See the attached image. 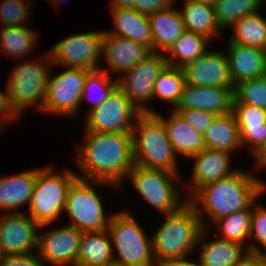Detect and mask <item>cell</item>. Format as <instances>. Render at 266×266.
<instances>
[{
	"label": "cell",
	"instance_id": "6da1fadb",
	"mask_svg": "<svg viewBox=\"0 0 266 266\" xmlns=\"http://www.w3.org/2000/svg\"><path fill=\"white\" fill-rule=\"evenodd\" d=\"M86 142L78 147V178L106 181L121 187L134 163L132 133L85 131ZM126 177V178H125Z\"/></svg>",
	"mask_w": 266,
	"mask_h": 266
},
{
	"label": "cell",
	"instance_id": "7a4b0ae2",
	"mask_svg": "<svg viewBox=\"0 0 266 266\" xmlns=\"http://www.w3.org/2000/svg\"><path fill=\"white\" fill-rule=\"evenodd\" d=\"M264 184L254 175L237 169L230 176L199 188L188 198V202L195 208L203 227L207 228L202 218L204 213L214 222L235 212L249 209L256 205L258 197L265 192Z\"/></svg>",
	"mask_w": 266,
	"mask_h": 266
},
{
	"label": "cell",
	"instance_id": "3957f363",
	"mask_svg": "<svg viewBox=\"0 0 266 266\" xmlns=\"http://www.w3.org/2000/svg\"><path fill=\"white\" fill-rule=\"evenodd\" d=\"M165 216L166 221L164 220L151 237L157 265L186 260V255L203 242L202 239L208 232L195 208L188 201L176 213Z\"/></svg>",
	"mask_w": 266,
	"mask_h": 266
},
{
	"label": "cell",
	"instance_id": "277c9868",
	"mask_svg": "<svg viewBox=\"0 0 266 266\" xmlns=\"http://www.w3.org/2000/svg\"><path fill=\"white\" fill-rule=\"evenodd\" d=\"M135 165L178 173L177 155L163 121L155 113H141L132 131Z\"/></svg>",
	"mask_w": 266,
	"mask_h": 266
},
{
	"label": "cell",
	"instance_id": "5b68a950",
	"mask_svg": "<svg viewBox=\"0 0 266 266\" xmlns=\"http://www.w3.org/2000/svg\"><path fill=\"white\" fill-rule=\"evenodd\" d=\"M34 60H26L14 67L6 83V104L15 120L27 107L34 104L38 105L40 111L44 110L48 76L51 73L49 68L53 64L48 52L41 58L45 61Z\"/></svg>",
	"mask_w": 266,
	"mask_h": 266
},
{
	"label": "cell",
	"instance_id": "8992f818",
	"mask_svg": "<svg viewBox=\"0 0 266 266\" xmlns=\"http://www.w3.org/2000/svg\"><path fill=\"white\" fill-rule=\"evenodd\" d=\"M77 175L71 169L58 174L54 173L52 166L38 168L29 216L40 227H46L64 212L68 189L78 178Z\"/></svg>",
	"mask_w": 266,
	"mask_h": 266
},
{
	"label": "cell",
	"instance_id": "52a82bcc",
	"mask_svg": "<svg viewBox=\"0 0 266 266\" xmlns=\"http://www.w3.org/2000/svg\"><path fill=\"white\" fill-rule=\"evenodd\" d=\"M107 231L113 243L114 262L125 266H154L152 241L131 213L112 214Z\"/></svg>",
	"mask_w": 266,
	"mask_h": 266
},
{
	"label": "cell",
	"instance_id": "ba28073f",
	"mask_svg": "<svg viewBox=\"0 0 266 266\" xmlns=\"http://www.w3.org/2000/svg\"><path fill=\"white\" fill-rule=\"evenodd\" d=\"M92 184L118 186L106 181H92L77 178L69 187L64 211L72 219L68 225L81 232L102 231L107 229L112 215L106 217L100 196Z\"/></svg>",
	"mask_w": 266,
	"mask_h": 266
},
{
	"label": "cell",
	"instance_id": "9c48e42d",
	"mask_svg": "<svg viewBox=\"0 0 266 266\" xmlns=\"http://www.w3.org/2000/svg\"><path fill=\"white\" fill-rule=\"evenodd\" d=\"M178 176L179 173L138 165H134L127 175L147 203L164 215L176 213L188 201L186 199L179 202V190H176L174 184Z\"/></svg>",
	"mask_w": 266,
	"mask_h": 266
},
{
	"label": "cell",
	"instance_id": "30bf717a",
	"mask_svg": "<svg viewBox=\"0 0 266 266\" xmlns=\"http://www.w3.org/2000/svg\"><path fill=\"white\" fill-rule=\"evenodd\" d=\"M141 112L117 86L104 103L89 111L85 131L132 133Z\"/></svg>",
	"mask_w": 266,
	"mask_h": 266
},
{
	"label": "cell",
	"instance_id": "8fae6325",
	"mask_svg": "<svg viewBox=\"0 0 266 266\" xmlns=\"http://www.w3.org/2000/svg\"><path fill=\"white\" fill-rule=\"evenodd\" d=\"M167 66L165 55L152 52L118 78V87L141 113H155L144 103L153 99V87L159 74ZM144 105V106H143Z\"/></svg>",
	"mask_w": 266,
	"mask_h": 266
},
{
	"label": "cell",
	"instance_id": "7c38bea8",
	"mask_svg": "<svg viewBox=\"0 0 266 266\" xmlns=\"http://www.w3.org/2000/svg\"><path fill=\"white\" fill-rule=\"evenodd\" d=\"M104 32L73 34L55 43L48 52L51 63L63 67L98 70ZM99 67V68H98Z\"/></svg>",
	"mask_w": 266,
	"mask_h": 266
},
{
	"label": "cell",
	"instance_id": "4fadbf2b",
	"mask_svg": "<svg viewBox=\"0 0 266 266\" xmlns=\"http://www.w3.org/2000/svg\"><path fill=\"white\" fill-rule=\"evenodd\" d=\"M90 71L67 67V70L48 76L44 110L42 112L74 115L78 113L85 79Z\"/></svg>",
	"mask_w": 266,
	"mask_h": 266
},
{
	"label": "cell",
	"instance_id": "5bb4252c",
	"mask_svg": "<svg viewBox=\"0 0 266 266\" xmlns=\"http://www.w3.org/2000/svg\"><path fill=\"white\" fill-rule=\"evenodd\" d=\"M82 232L70 225L56 227L38 235L39 258L53 266H76Z\"/></svg>",
	"mask_w": 266,
	"mask_h": 266
},
{
	"label": "cell",
	"instance_id": "9a60e30c",
	"mask_svg": "<svg viewBox=\"0 0 266 266\" xmlns=\"http://www.w3.org/2000/svg\"><path fill=\"white\" fill-rule=\"evenodd\" d=\"M40 227L25 213H7L0 217V243L5 255L29 254L38 250Z\"/></svg>",
	"mask_w": 266,
	"mask_h": 266
},
{
	"label": "cell",
	"instance_id": "2e32d148",
	"mask_svg": "<svg viewBox=\"0 0 266 266\" xmlns=\"http://www.w3.org/2000/svg\"><path fill=\"white\" fill-rule=\"evenodd\" d=\"M185 84L201 87H234L224 52L206 51L182 68Z\"/></svg>",
	"mask_w": 266,
	"mask_h": 266
},
{
	"label": "cell",
	"instance_id": "e0dca14e",
	"mask_svg": "<svg viewBox=\"0 0 266 266\" xmlns=\"http://www.w3.org/2000/svg\"><path fill=\"white\" fill-rule=\"evenodd\" d=\"M234 87H201L185 84L174 109H198L215 115L232 112Z\"/></svg>",
	"mask_w": 266,
	"mask_h": 266
},
{
	"label": "cell",
	"instance_id": "ac0fdd59",
	"mask_svg": "<svg viewBox=\"0 0 266 266\" xmlns=\"http://www.w3.org/2000/svg\"><path fill=\"white\" fill-rule=\"evenodd\" d=\"M152 52L144 44L104 31L102 57L111 72L123 74Z\"/></svg>",
	"mask_w": 266,
	"mask_h": 266
},
{
	"label": "cell",
	"instance_id": "d6986e66",
	"mask_svg": "<svg viewBox=\"0 0 266 266\" xmlns=\"http://www.w3.org/2000/svg\"><path fill=\"white\" fill-rule=\"evenodd\" d=\"M226 56L234 86L242 81L266 76V55L263 49L229 41Z\"/></svg>",
	"mask_w": 266,
	"mask_h": 266
},
{
	"label": "cell",
	"instance_id": "ffe728a7",
	"mask_svg": "<svg viewBox=\"0 0 266 266\" xmlns=\"http://www.w3.org/2000/svg\"><path fill=\"white\" fill-rule=\"evenodd\" d=\"M194 159L192 179L193 193L204 185L225 178L237 171L230 169L231 153L227 151L205 148L198 154L191 156Z\"/></svg>",
	"mask_w": 266,
	"mask_h": 266
},
{
	"label": "cell",
	"instance_id": "44dd1931",
	"mask_svg": "<svg viewBox=\"0 0 266 266\" xmlns=\"http://www.w3.org/2000/svg\"><path fill=\"white\" fill-rule=\"evenodd\" d=\"M246 247V248H244ZM256 244L243 245L236 242L216 239L201 246L200 266H237L249 254H264Z\"/></svg>",
	"mask_w": 266,
	"mask_h": 266
},
{
	"label": "cell",
	"instance_id": "7402d4cb",
	"mask_svg": "<svg viewBox=\"0 0 266 266\" xmlns=\"http://www.w3.org/2000/svg\"><path fill=\"white\" fill-rule=\"evenodd\" d=\"M37 172L38 169H33L13 176H0V209L19 213L22 205H29Z\"/></svg>",
	"mask_w": 266,
	"mask_h": 266
},
{
	"label": "cell",
	"instance_id": "603a6c76",
	"mask_svg": "<svg viewBox=\"0 0 266 266\" xmlns=\"http://www.w3.org/2000/svg\"><path fill=\"white\" fill-rule=\"evenodd\" d=\"M115 30L109 34L128 38L148 46L154 52V42L148 15L141 14L135 8H111Z\"/></svg>",
	"mask_w": 266,
	"mask_h": 266
},
{
	"label": "cell",
	"instance_id": "cb8c5ba5",
	"mask_svg": "<svg viewBox=\"0 0 266 266\" xmlns=\"http://www.w3.org/2000/svg\"><path fill=\"white\" fill-rule=\"evenodd\" d=\"M155 114L163 121L176 155L190 158L205 149L203 135L192 128L174 109L167 119L158 112Z\"/></svg>",
	"mask_w": 266,
	"mask_h": 266
},
{
	"label": "cell",
	"instance_id": "d4e9b609",
	"mask_svg": "<svg viewBox=\"0 0 266 266\" xmlns=\"http://www.w3.org/2000/svg\"><path fill=\"white\" fill-rule=\"evenodd\" d=\"M173 7L175 6L172 5L148 15L154 42V52H166L185 32L181 12Z\"/></svg>",
	"mask_w": 266,
	"mask_h": 266
},
{
	"label": "cell",
	"instance_id": "484cf974",
	"mask_svg": "<svg viewBox=\"0 0 266 266\" xmlns=\"http://www.w3.org/2000/svg\"><path fill=\"white\" fill-rule=\"evenodd\" d=\"M111 244L107 229L82 232L76 266H108L114 262Z\"/></svg>",
	"mask_w": 266,
	"mask_h": 266
},
{
	"label": "cell",
	"instance_id": "4316f807",
	"mask_svg": "<svg viewBox=\"0 0 266 266\" xmlns=\"http://www.w3.org/2000/svg\"><path fill=\"white\" fill-rule=\"evenodd\" d=\"M205 148L232 152L241 147L239 127L233 113L216 115L206 130Z\"/></svg>",
	"mask_w": 266,
	"mask_h": 266
},
{
	"label": "cell",
	"instance_id": "83f0119b",
	"mask_svg": "<svg viewBox=\"0 0 266 266\" xmlns=\"http://www.w3.org/2000/svg\"><path fill=\"white\" fill-rule=\"evenodd\" d=\"M180 12L185 31L200 34L209 40L220 34L221 28L217 22L213 5L186 0Z\"/></svg>",
	"mask_w": 266,
	"mask_h": 266
},
{
	"label": "cell",
	"instance_id": "f1b7e54d",
	"mask_svg": "<svg viewBox=\"0 0 266 266\" xmlns=\"http://www.w3.org/2000/svg\"><path fill=\"white\" fill-rule=\"evenodd\" d=\"M209 39L193 32L185 31L166 51L167 65L183 68L202 56L208 49ZM179 61H178V59ZM177 59V60H176Z\"/></svg>",
	"mask_w": 266,
	"mask_h": 266
},
{
	"label": "cell",
	"instance_id": "f546056e",
	"mask_svg": "<svg viewBox=\"0 0 266 266\" xmlns=\"http://www.w3.org/2000/svg\"><path fill=\"white\" fill-rule=\"evenodd\" d=\"M0 31V51L8 57H20L31 53L36 42V32L26 26L2 27Z\"/></svg>",
	"mask_w": 266,
	"mask_h": 266
},
{
	"label": "cell",
	"instance_id": "4dcf8cb0",
	"mask_svg": "<svg viewBox=\"0 0 266 266\" xmlns=\"http://www.w3.org/2000/svg\"><path fill=\"white\" fill-rule=\"evenodd\" d=\"M231 28H233L234 35L230 41L243 46L265 49L266 19L259 12L243 17Z\"/></svg>",
	"mask_w": 266,
	"mask_h": 266
},
{
	"label": "cell",
	"instance_id": "1f68e13d",
	"mask_svg": "<svg viewBox=\"0 0 266 266\" xmlns=\"http://www.w3.org/2000/svg\"><path fill=\"white\" fill-rule=\"evenodd\" d=\"M184 85L185 76L182 68L167 65L154 83L153 99L160 98L176 108L181 99Z\"/></svg>",
	"mask_w": 266,
	"mask_h": 266
},
{
	"label": "cell",
	"instance_id": "d6a6232c",
	"mask_svg": "<svg viewBox=\"0 0 266 266\" xmlns=\"http://www.w3.org/2000/svg\"><path fill=\"white\" fill-rule=\"evenodd\" d=\"M263 0H216L214 8L217 22L221 28H231L238 20L253 15Z\"/></svg>",
	"mask_w": 266,
	"mask_h": 266
},
{
	"label": "cell",
	"instance_id": "836d02e7",
	"mask_svg": "<svg viewBox=\"0 0 266 266\" xmlns=\"http://www.w3.org/2000/svg\"><path fill=\"white\" fill-rule=\"evenodd\" d=\"M252 207L214 221L221 231V239L245 245L250 233Z\"/></svg>",
	"mask_w": 266,
	"mask_h": 266
},
{
	"label": "cell",
	"instance_id": "e575fe53",
	"mask_svg": "<svg viewBox=\"0 0 266 266\" xmlns=\"http://www.w3.org/2000/svg\"><path fill=\"white\" fill-rule=\"evenodd\" d=\"M233 95L232 104H249L266 110V76L236 84Z\"/></svg>",
	"mask_w": 266,
	"mask_h": 266
},
{
	"label": "cell",
	"instance_id": "d590c367",
	"mask_svg": "<svg viewBox=\"0 0 266 266\" xmlns=\"http://www.w3.org/2000/svg\"><path fill=\"white\" fill-rule=\"evenodd\" d=\"M109 73L103 67L88 73L81 95V102L83 99H86L85 97L88 96V93L90 94V90L96 89L97 87L101 90L99 96L92 100V106L89 110L97 108L100 104L104 103L112 91L118 86L117 79L114 81L111 80L112 77Z\"/></svg>",
	"mask_w": 266,
	"mask_h": 266
},
{
	"label": "cell",
	"instance_id": "8d00e7d4",
	"mask_svg": "<svg viewBox=\"0 0 266 266\" xmlns=\"http://www.w3.org/2000/svg\"><path fill=\"white\" fill-rule=\"evenodd\" d=\"M24 0H4L0 4V21L2 27L24 26L28 21L30 2ZM27 19V20H26Z\"/></svg>",
	"mask_w": 266,
	"mask_h": 266
},
{
	"label": "cell",
	"instance_id": "74e56055",
	"mask_svg": "<svg viewBox=\"0 0 266 266\" xmlns=\"http://www.w3.org/2000/svg\"><path fill=\"white\" fill-rule=\"evenodd\" d=\"M241 146L250 145L254 155L266 142V123L238 124Z\"/></svg>",
	"mask_w": 266,
	"mask_h": 266
},
{
	"label": "cell",
	"instance_id": "f35d334b",
	"mask_svg": "<svg viewBox=\"0 0 266 266\" xmlns=\"http://www.w3.org/2000/svg\"><path fill=\"white\" fill-rule=\"evenodd\" d=\"M197 132L205 134L216 117L214 113L198 109H174Z\"/></svg>",
	"mask_w": 266,
	"mask_h": 266
},
{
	"label": "cell",
	"instance_id": "ab89813d",
	"mask_svg": "<svg viewBox=\"0 0 266 266\" xmlns=\"http://www.w3.org/2000/svg\"><path fill=\"white\" fill-rule=\"evenodd\" d=\"M237 124L266 123V110L249 104H232Z\"/></svg>",
	"mask_w": 266,
	"mask_h": 266
},
{
	"label": "cell",
	"instance_id": "60d3db41",
	"mask_svg": "<svg viewBox=\"0 0 266 266\" xmlns=\"http://www.w3.org/2000/svg\"><path fill=\"white\" fill-rule=\"evenodd\" d=\"M250 238H254L266 248V208L263 206H255V209H252Z\"/></svg>",
	"mask_w": 266,
	"mask_h": 266
},
{
	"label": "cell",
	"instance_id": "b9f144b4",
	"mask_svg": "<svg viewBox=\"0 0 266 266\" xmlns=\"http://www.w3.org/2000/svg\"><path fill=\"white\" fill-rule=\"evenodd\" d=\"M0 266H45V263L40 260L39 255L34 256L33 253H29L5 255Z\"/></svg>",
	"mask_w": 266,
	"mask_h": 266
},
{
	"label": "cell",
	"instance_id": "7bdbcfd3",
	"mask_svg": "<svg viewBox=\"0 0 266 266\" xmlns=\"http://www.w3.org/2000/svg\"><path fill=\"white\" fill-rule=\"evenodd\" d=\"M175 0H135V9L141 14L150 15L174 5Z\"/></svg>",
	"mask_w": 266,
	"mask_h": 266
},
{
	"label": "cell",
	"instance_id": "ee69618b",
	"mask_svg": "<svg viewBox=\"0 0 266 266\" xmlns=\"http://www.w3.org/2000/svg\"><path fill=\"white\" fill-rule=\"evenodd\" d=\"M0 119L2 120L0 122V130L2 131L3 126L5 125H1V123L6 124L11 121H13L15 118L14 116L9 112L7 104H6V97H5V93L0 91ZM6 122V123H5Z\"/></svg>",
	"mask_w": 266,
	"mask_h": 266
},
{
	"label": "cell",
	"instance_id": "f6af8a7d",
	"mask_svg": "<svg viewBox=\"0 0 266 266\" xmlns=\"http://www.w3.org/2000/svg\"><path fill=\"white\" fill-rule=\"evenodd\" d=\"M237 266H266V254H249Z\"/></svg>",
	"mask_w": 266,
	"mask_h": 266
},
{
	"label": "cell",
	"instance_id": "bcb514c9",
	"mask_svg": "<svg viewBox=\"0 0 266 266\" xmlns=\"http://www.w3.org/2000/svg\"><path fill=\"white\" fill-rule=\"evenodd\" d=\"M253 156L256 158L257 167H266V142Z\"/></svg>",
	"mask_w": 266,
	"mask_h": 266
},
{
	"label": "cell",
	"instance_id": "7dc6e473",
	"mask_svg": "<svg viewBox=\"0 0 266 266\" xmlns=\"http://www.w3.org/2000/svg\"><path fill=\"white\" fill-rule=\"evenodd\" d=\"M111 8H135V0H112Z\"/></svg>",
	"mask_w": 266,
	"mask_h": 266
},
{
	"label": "cell",
	"instance_id": "c3c4849f",
	"mask_svg": "<svg viewBox=\"0 0 266 266\" xmlns=\"http://www.w3.org/2000/svg\"><path fill=\"white\" fill-rule=\"evenodd\" d=\"M156 266H200L199 263H194L188 260H184V261H171V262H165V263H161L159 265Z\"/></svg>",
	"mask_w": 266,
	"mask_h": 266
},
{
	"label": "cell",
	"instance_id": "681fc988",
	"mask_svg": "<svg viewBox=\"0 0 266 266\" xmlns=\"http://www.w3.org/2000/svg\"><path fill=\"white\" fill-rule=\"evenodd\" d=\"M189 1H195V2H201L204 4H211V5H215L216 0H189Z\"/></svg>",
	"mask_w": 266,
	"mask_h": 266
},
{
	"label": "cell",
	"instance_id": "f907efd6",
	"mask_svg": "<svg viewBox=\"0 0 266 266\" xmlns=\"http://www.w3.org/2000/svg\"><path fill=\"white\" fill-rule=\"evenodd\" d=\"M5 256L2 248H1V243H0V262L2 261L3 257Z\"/></svg>",
	"mask_w": 266,
	"mask_h": 266
},
{
	"label": "cell",
	"instance_id": "816d5d0a",
	"mask_svg": "<svg viewBox=\"0 0 266 266\" xmlns=\"http://www.w3.org/2000/svg\"><path fill=\"white\" fill-rule=\"evenodd\" d=\"M51 1H52V3H54L55 6L57 5V7H58V5H61L60 3L62 0H51Z\"/></svg>",
	"mask_w": 266,
	"mask_h": 266
},
{
	"label": "cell",
	"instance_id": "f5cc1de1",
	"mask_svg": "<svg viewBox=\"0 0 266 266\" xmlns=\"http://www.w3.org/2000/svg\"><path fill=\"white\" fill-rule=\"evenodd\" d=\"M108 266H125V265H122V264H119V263H116V262H112Z\"/></svg>",
	"mask_w": 266,
	"mask_h": 266
}]
</instances>
